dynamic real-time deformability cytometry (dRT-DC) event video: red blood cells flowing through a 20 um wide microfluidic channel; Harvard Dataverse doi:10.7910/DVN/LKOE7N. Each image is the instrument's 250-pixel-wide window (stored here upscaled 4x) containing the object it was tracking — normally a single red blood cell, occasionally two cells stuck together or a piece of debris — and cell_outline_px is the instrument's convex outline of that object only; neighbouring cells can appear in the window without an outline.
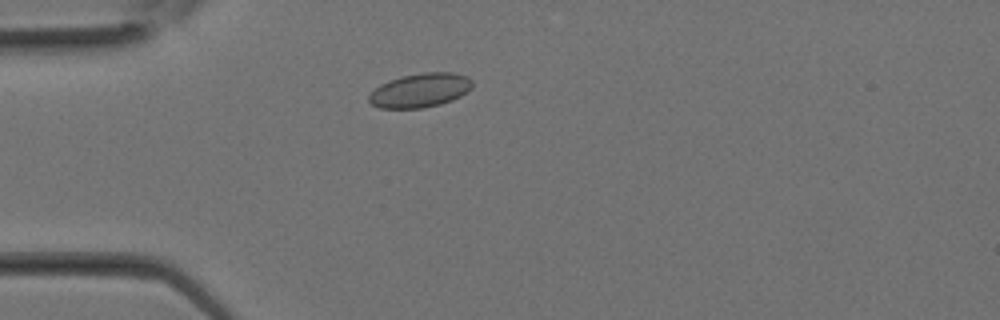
{"species": "Egyptian fruit bat (a non-hibernating species)", "species_latin": "Rousettus aegyptiacus", "temperature_condition": "room temperature", "stored_images_in_passage": 24, "camera_frame_rate_fps": 3000, "um_per_image_px": 0.085, "animal": {"sex": "female"}, "frame": {"image": 1, "passage_image": 2, "time_ms": 0.333, "image_size_px": [1000, 320], "cell_outline_px": [[472, 88], [460, 96], [452, 100], [440, 104], [420, 108], [380, 108], [372, 104], [368, 100], [368, 96], [380, 84], [388, 80], [404, 76], [424, 72], [452, 72], [464, 76], [472, 80]], "centroid_in_image_um": [35.7, 7.68], "position_along_channel_um": 49.3, "area_um2": 20.35}}
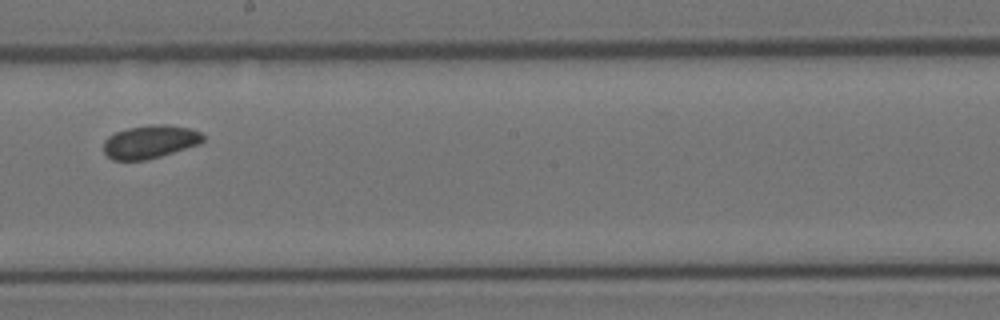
{"frame": {"image": 2, "passage_image": 11, "time_ms": 3.333, "image_size_px": [1000, 320], "cell_outline_px": [[204, 140], [200, 144], [148, 160], [112, 160], [104, 152], [104, 140], [108, 136], [116, 132], [128, 128], [152, 124], [168, 124], [192, 128], [200, 132], [204, 136]], "centroid_in_image_um": [12.77, 12.04], "position_along_channel_um": 235.4, "area_um2": 19.42}}
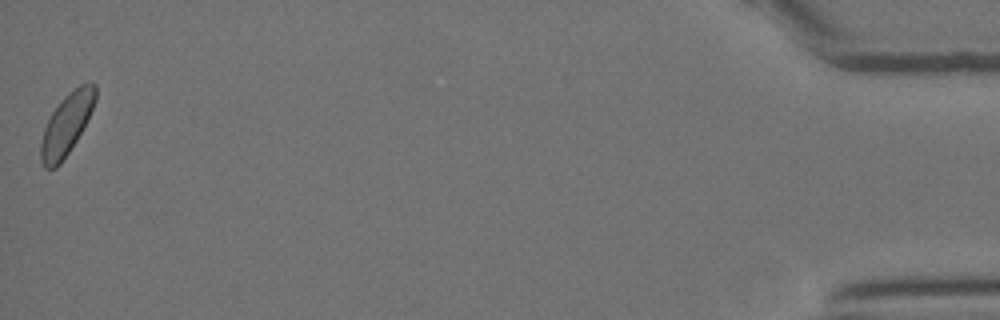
{"frame": {"image": 3, "passage_image": 24, "time_ms": 7.667, "image_size_px": [1000, 320], "cell_outline_px": [[96, 100], [76, 140], [60, 164], [56, 168], [44, 168], [40, 160], [40, 144], [44, 128], [52, 112], [60, 100], [68, 92], [80, 84], [96, 84]], "centroid_in_image_um": [5.62, 10.57], "position_along_channel_um": 429.6, "area_um2": 19.13}}